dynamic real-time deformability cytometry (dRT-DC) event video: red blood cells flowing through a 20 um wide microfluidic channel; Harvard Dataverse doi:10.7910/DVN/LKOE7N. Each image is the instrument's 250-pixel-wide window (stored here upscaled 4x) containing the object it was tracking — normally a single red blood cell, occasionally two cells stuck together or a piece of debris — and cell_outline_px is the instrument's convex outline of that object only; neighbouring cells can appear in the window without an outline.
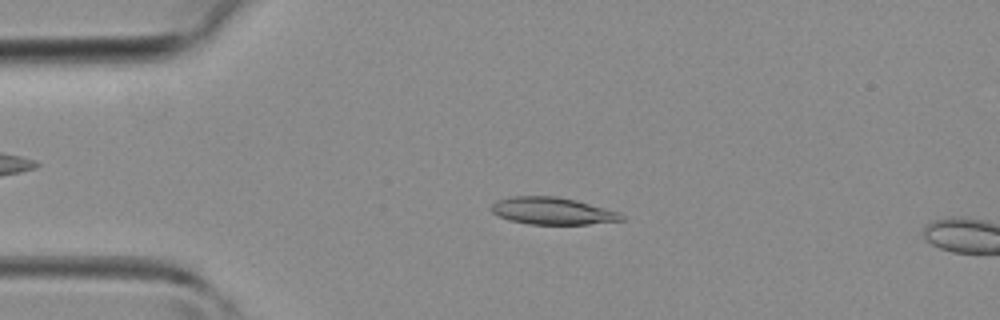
{"species": "common noctule bat (a hibernating species)", "species_latin": "Nyctalus noctula", "temperature_condition": "room temperature", "stored_images_in_passage": 5, "camera_frame_rate_fps": 3000, "um_per_image_px": 0.085, "animal": {"sex": "female", "body_mass_g": 19.3, "forearm_length_mm": 54.1}, "frame": {"image": 1, "passage_image": 3, "time_ms": 0.667, "image_size_px": [1000, 320], "cell_outline_px": [[624, 220], [588, 224], [528, 224], [508, 220], [492, 212], [488, 208], [496, 200], [512, 196], [556, 196], [576, 200], [604, 208], [616, 212], [624, 216]], "centroid_in_image_um": [46.89, 17.93], "position_along_channel_um": 38.1, "area_um2": 20.52}}